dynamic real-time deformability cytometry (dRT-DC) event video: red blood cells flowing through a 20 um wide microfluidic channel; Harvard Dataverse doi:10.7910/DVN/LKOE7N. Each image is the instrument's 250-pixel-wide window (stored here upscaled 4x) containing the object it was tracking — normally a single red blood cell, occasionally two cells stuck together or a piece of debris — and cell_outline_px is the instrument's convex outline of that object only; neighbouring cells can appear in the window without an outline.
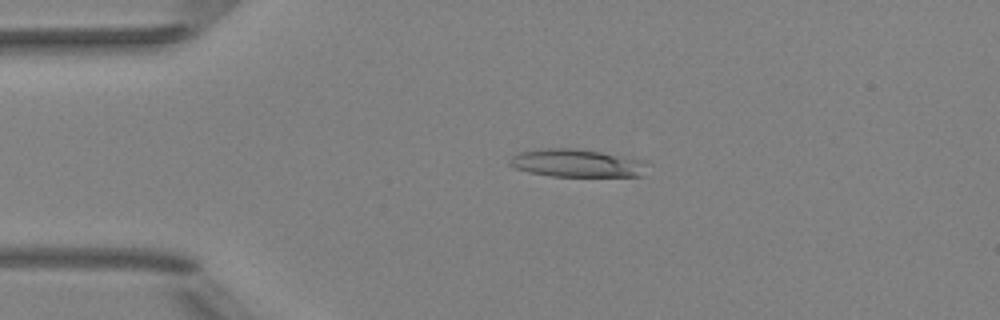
{"species": "Egyptian fruit bat (a non-hibernating species)", "species_latin": "Rousettus aegyptiacus", "temperature_condition": "room temperature", "stored_images_in_passage": 4, "camera_frame_rate_fps": 3000, "um_per_image_px": 0.085, "animal": {"sex": "female"}, "frame": {"image": 1, "passage_image": 3, "time_ms": 0.667, "image_size_px": [1000, 320], "cell_outline_px": [[648, 160], [644, 176], [552, 176], [528, 172], [516, 168], [508, 164], [508, 160], [512, 156], [520, 152], [544, 148], [576, 148]], "centroid_in_image_um": [49.06, 13.86], "position_along_channel_um": 35.9, "area_um2": 22.54}}